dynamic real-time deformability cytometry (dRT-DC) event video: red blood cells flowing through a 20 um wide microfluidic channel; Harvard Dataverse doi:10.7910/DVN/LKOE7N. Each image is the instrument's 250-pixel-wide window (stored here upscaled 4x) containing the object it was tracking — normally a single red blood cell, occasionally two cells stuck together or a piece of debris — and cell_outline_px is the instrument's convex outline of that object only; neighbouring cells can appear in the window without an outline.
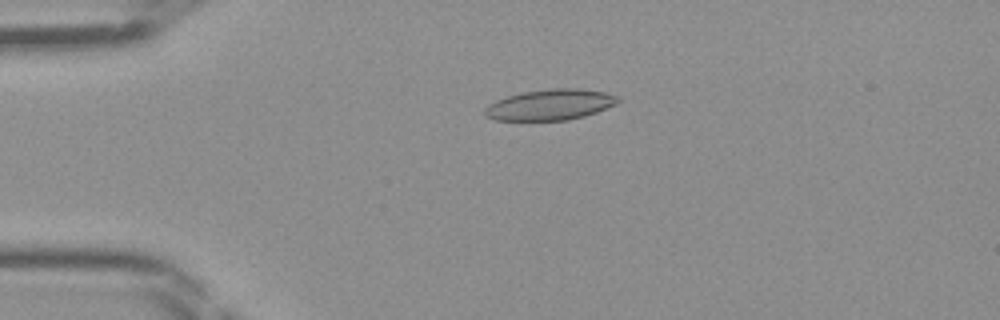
{"species": "Egyptian fruit bat (a non-hibernating species)", "species_latin": "Rousettus aegyptiacus", "temperature_condition": "room temperature", "stored_images_in_passage": 46, "camera_frame_rate_fps": 3000, "um_per_image_px": 0.085, "frame": {"image": 1, "passage_image": 11, "time_ms": 3.333, "image_size_px": [1000, 320], "cell_outline_px": [[620, 100], [616, 104], [596, 112], [584, 116], [568, 120], [496, 120], [484, 116], [484, 108], [488, 104], [496, 100], [520, 92], [552, 88], [580, 88], [604, 92], [616, 96]], "centroid_in_image_um": [46.73, 8.9], "position_along_channel_um": 38.3, "area_um2": 23.93}}
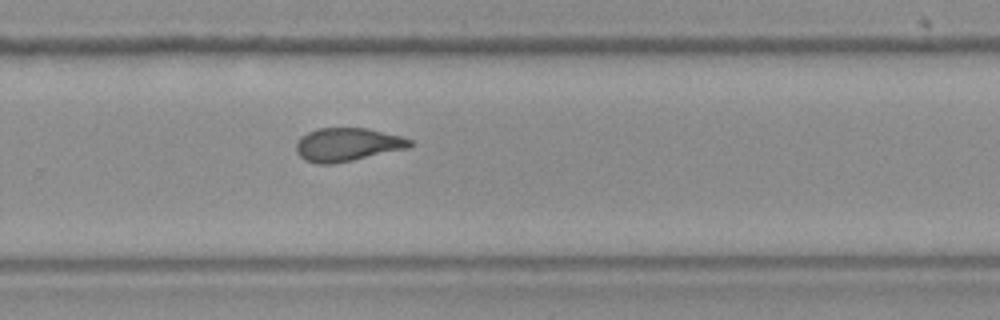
{"frame": {"image": 2, "passage_image": 31, "time_ms": 10.0, "image_size_px": [1000, 320], "cell_outline_px": [[412, 144], [408, 148], [352, 160], [332, 164], [316, 164], [304, 160], [296, 152], [296, 144], [300, 136], [316, 128], [368, 128], [400, 136], [412, 140]], "centroid_in_image_um": [29.48, 12.29], "position_along_channel_um": 300.3, "area_um2": 22.08}}
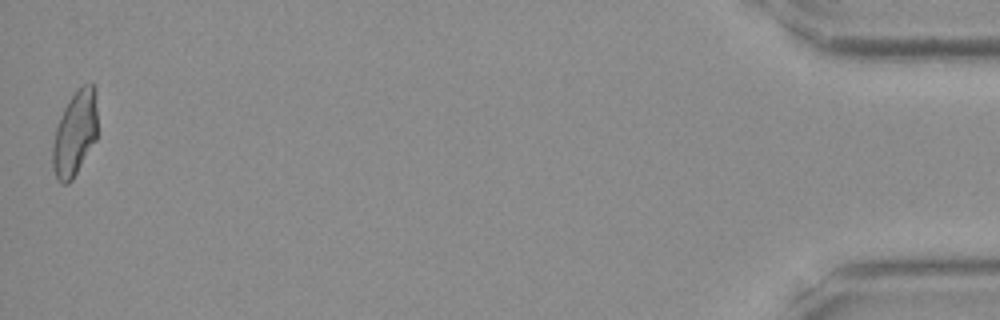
{"frame": {"image": 3, "passage_image": 46, "time_ms": 15.0, "image_size_px": [1000, 320], "cell_outline_px": [[96, 140], [72, 180], [68, 184], [60, 184], [52, 168], [52, 148], [56, 128], [60, 116], [68, 100], [84, 84], [92, 84], [96, 88]], "centroid_in_image_um": [6.35, 11.37], "position_along_channel_um": 428.8, "area_um2": 22.08}}